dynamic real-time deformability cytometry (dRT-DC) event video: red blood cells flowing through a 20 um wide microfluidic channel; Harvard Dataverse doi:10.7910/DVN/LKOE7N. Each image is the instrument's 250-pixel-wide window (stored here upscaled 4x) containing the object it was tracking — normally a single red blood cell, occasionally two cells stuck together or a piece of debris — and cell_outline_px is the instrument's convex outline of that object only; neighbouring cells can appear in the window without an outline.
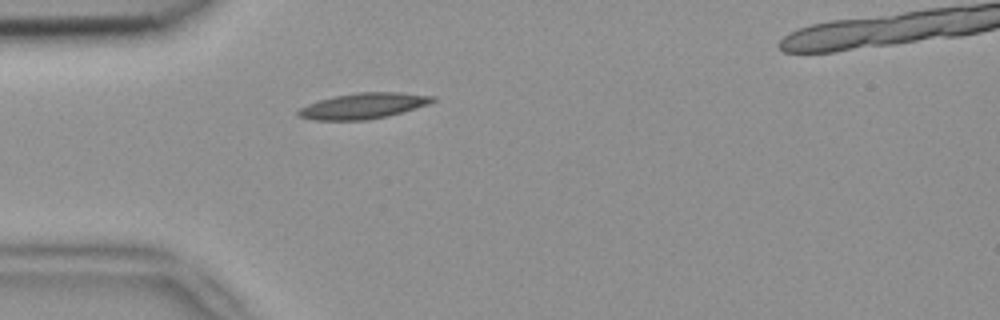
{"species": "common noctule bat (a hibernating species)", "species_latin": "Nyctalus noctula", "temperature_condition": "room temperature", "stored_images_in_passage": 2, "camera_frame_rate_fps": 3000, "um_per_image_px": 0.085, "animal": {"sex": "female", "body_mass_g": 18.4}, "frame": {"image": 1, "passage_image": 1, "time_ms": 0.0, "image_size_px": [1000, 320], "cell_outline_px": [[436, 100], [428, 104], [388, 116], [368, 120], [312, 120], [296, 116], [296, 112], [300, 108], [308, 104], [332, 96], [356, 92], [400, 92], [436, 96]], "centroid_in_image_um": [30.86, 9.0], "position_along_channel_um": 54.1, "area_um2": 20.29}}